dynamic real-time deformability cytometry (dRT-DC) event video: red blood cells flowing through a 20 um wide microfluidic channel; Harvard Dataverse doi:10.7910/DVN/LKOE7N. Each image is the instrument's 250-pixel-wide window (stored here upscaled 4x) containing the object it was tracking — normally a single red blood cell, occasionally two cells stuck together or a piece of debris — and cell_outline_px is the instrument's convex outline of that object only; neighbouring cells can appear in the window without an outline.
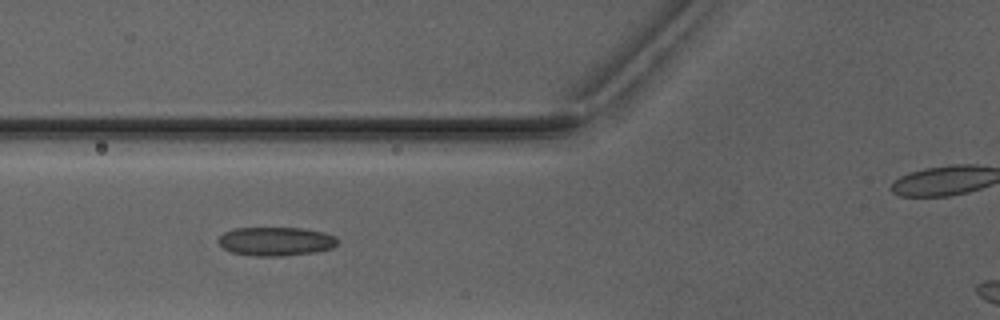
{"species": "Egyptian fruit bat (a non-hibernating species)", "species_latin": "Rousettus aegyptiacus", "temperature_condition": "warm", "stored_images_in_passage": 5, "camera_frame_rate_fps": 3000, "um_per_image_px": 0.085, "animal": {"sex": "male"}, "frame": {"image": 1, "passage_image": 3, "time_ms": 2.333, "image_size_px": [1000, 320], "cell_outline_px": [[336, 244], [332, 248], [316, 252], [280, 256], [252, 256], [232, 252], [224, 248], [216, 240], [224, 232], [236, 228], [300, 228], [324, 232], [336, 236]], "centroid_in_image_um": [23.43, 20.52], "position_along_channel_um": 102.4, "area_um2": 19.94}}
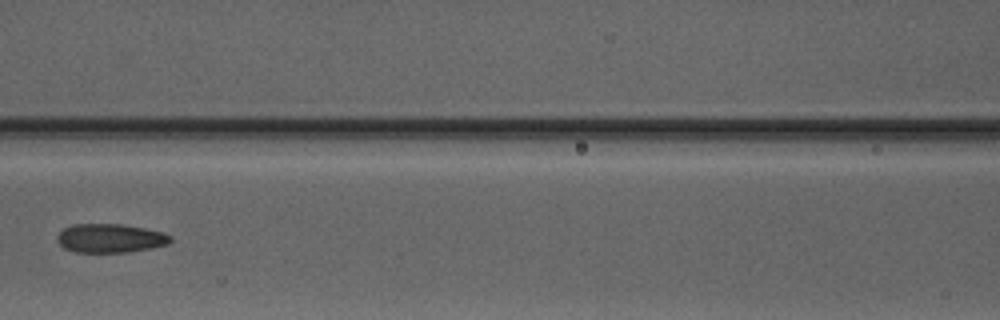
{"frame": {"image": 2, "passage_image": 4, "time_ms": 3.667, "image_size_px": [1000, 320], "cell_outline_px": [[172, 240], [168, 244], [128, 252], [76, 252], [64, 248], [56, 240], [56, 236], [64, 228], [72, 224], [120, 224], [144, 228], [164, 232], [172, 236]], "centroid_in_image_um": [9.36, 20.24], "position_along_channel_um": 157.2, "area_um2": 19.02}}
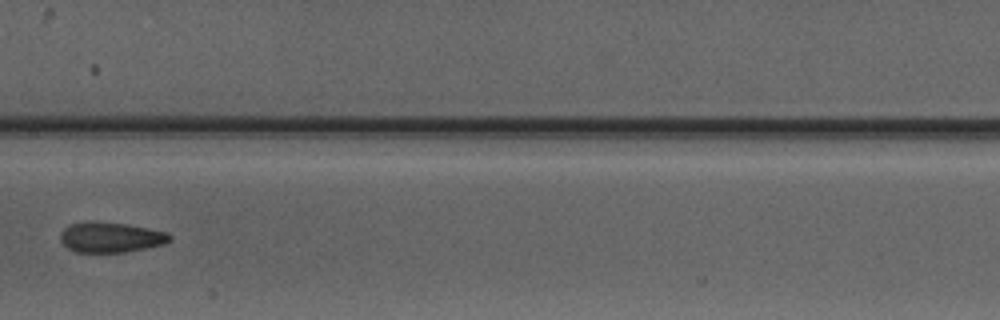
{"frame": {"image": 3, "passage_image": 5, "time_ms": 4.667, "image_size_px": [1000, 320], "cell_outline_px": [[172, 240], [164, 244], [124, 252], [76, 252], [68, 248], [60, 240], [60, 236], [64, 228], [72, 224], [88, 220], [92, 220], [124, 224], [164, 232], [172, 236]], "centroid_in_image_um": [9.37, 20.16], "position_along_channel_um": 198.0, "area_um2": 19.07}}